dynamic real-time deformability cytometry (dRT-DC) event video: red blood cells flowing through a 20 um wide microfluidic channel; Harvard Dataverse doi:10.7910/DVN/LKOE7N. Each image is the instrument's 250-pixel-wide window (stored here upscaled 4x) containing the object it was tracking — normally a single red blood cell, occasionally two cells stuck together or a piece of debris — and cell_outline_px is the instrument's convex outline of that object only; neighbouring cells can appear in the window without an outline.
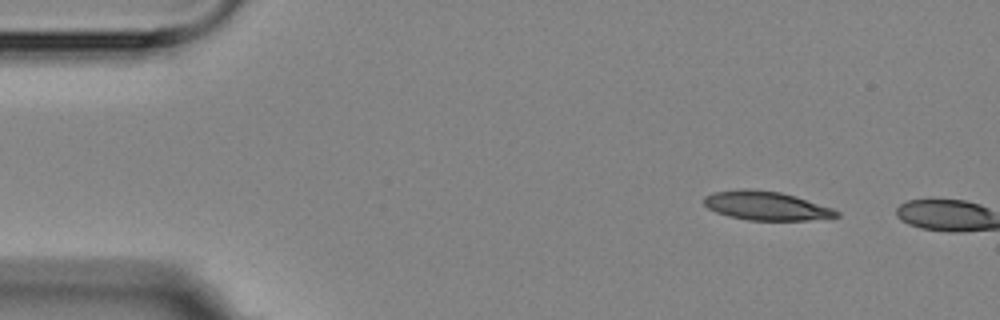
{"species": "Egyptian fruit bat (a non-hibernating species)", "species_latin": "Rousettus aegyptiacus", "temperature_condition": "room temperature", "stored_images_in_passage": 3, "camera_frame_rate_fps": 3000, "um_per_image_px": 0.085, "animal": {"sex": "female"}, "frame": {"image": 1, "passage_image": 1, "time_ms": 0.0, "image_size_px": [1000, 320], "cell_outline_px": [[840, 216], [808, 220], [748, 220], [728, 216], [716, 212], [708, 208], [704, 204], [704, 196], [712, 192], [744, 188], [748, 188], [780, 192], [796, 196], [832, 208], [840, 212]], "centroid_in_image_um": [65.1, 17.48], "position_along_channel_um": 19.9, "area_um2": 22.31}}